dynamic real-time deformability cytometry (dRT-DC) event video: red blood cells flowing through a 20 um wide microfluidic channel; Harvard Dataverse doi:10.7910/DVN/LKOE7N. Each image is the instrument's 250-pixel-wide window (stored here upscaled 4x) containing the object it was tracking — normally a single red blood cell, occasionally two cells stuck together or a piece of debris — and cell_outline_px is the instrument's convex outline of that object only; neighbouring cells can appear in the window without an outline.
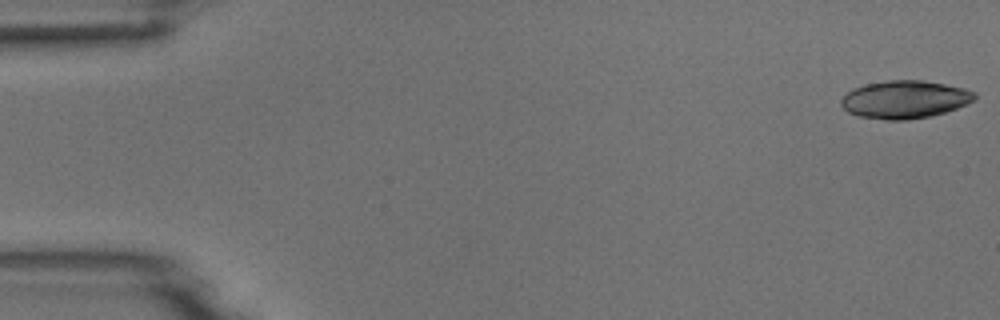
{"species": "common noctule bat (a hibernating species)", "species_latin": "Nyctalus noctula", "temperature_condition": "room temperature", "stored_images_in_passage": 52, "camera_frame_rate_fps": 3000, "um_per_image_px": 0.085, "animal": {"sex": "male", "body_mass_g": 18.8}, "frame": {"image": 1, "passage_image": 1, "time_ms": 0.0, "image_size_px": [1000, 320], "cell_outline_px": [[976, 100], [968, 104], [932, 116], [908, 120], [884, 120], [860, 116], [848, 112], [840, 104], [840, 100], [852, 88], [864, 84], [888, 80], [924, 80], [964, 88], [976, 92]], "centroid_in_image_um": [76.92, 8.45], "position_along_channel_um": 8.1, "area_um2": 29.65}}
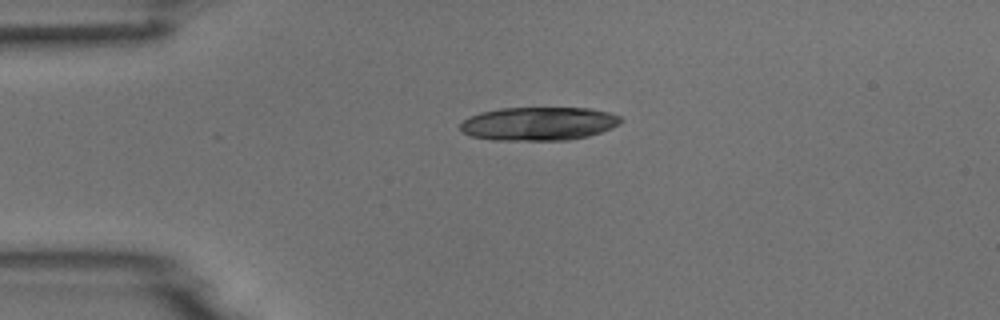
{"frame": {"image": 2, "passage_image": 12, "time_ms": 3.667, "image_size_px": [1000, 320], "cell_outline_px": [[624, 120], [620, 124], [612, 128], [588, 136], [568, 140], [492, 140], [472, 136], [464, 132], [460, 128], [460, 124], [468, 116], [480, 112], [500, 108], [592, 108], [608, 112], [620, 116]], "centroid_in_image_um": [45.81, 10.51], "position_along_channel_um": 39.2, "area_um2": 31.44}}